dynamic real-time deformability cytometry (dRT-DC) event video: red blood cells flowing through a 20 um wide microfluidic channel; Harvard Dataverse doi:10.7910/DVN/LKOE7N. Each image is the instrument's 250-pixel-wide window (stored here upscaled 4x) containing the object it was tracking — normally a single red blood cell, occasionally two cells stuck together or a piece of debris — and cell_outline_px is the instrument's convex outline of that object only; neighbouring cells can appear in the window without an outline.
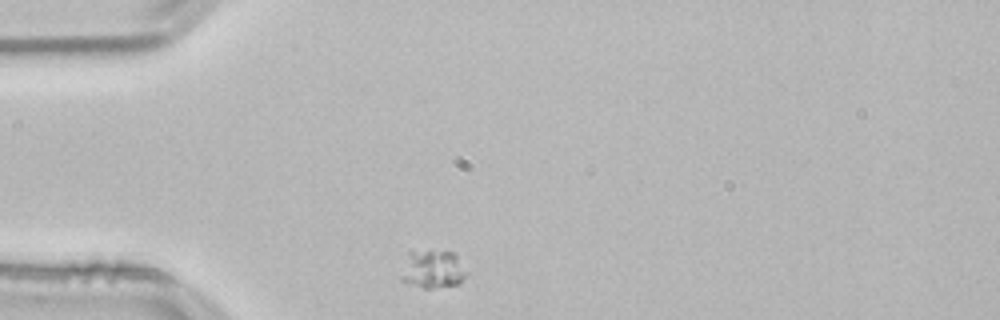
{"species": "common noctule bat (a hibernating species)", "species_latin": "Nyctalus noctula", "temperature_condition": "room temperature", "stored_images_in_passage": 33, "camera_frame_rate_fps": 3000, "um_per_image_px": 0.085, "animal": {"sex": "male", "body_mass_g": 21.5, "forearm_length_mm": 52.0}, "frame": {"image": 1, "passage_image": 1, "time_ms": 0.0, "image_size_px": [1000, 320], "cell_outline_px": [[464, 276], [460, 284], [432, 288], [424, 288], [400, 280], [400, 276], [408, 252], [452, 252], [456, 256], [464, 272]], "centroid_in_image_um": [36.73, 22.92], "position_along_channel_um": 48.3, "area_um2": 13.87}}
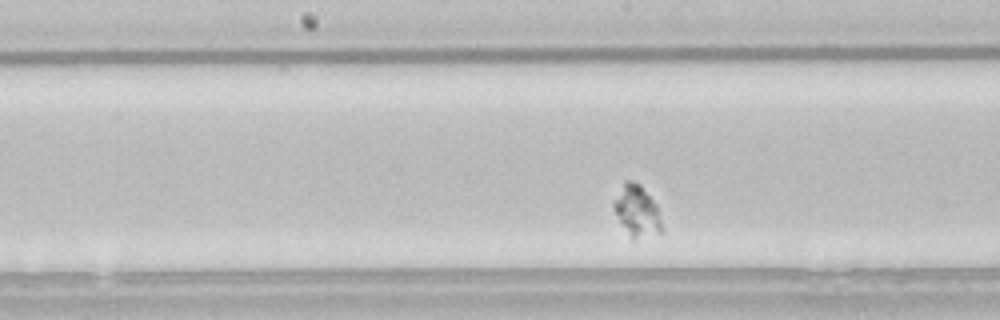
{"frame": {"image": 2, "passage_image": 15, "time_ms": 4.667, "image_size_px": [1000, 320], "cell_outline_px": [[664, 232], [636, 240], [632, 240], [620, 220], [612, 204], [624, 180], [632, 180], [640, 184], [656, 204]], "centroid_in_image_um": [54.17, 17.95], "position_along_channel_um": 194.0, "area_um2": 14.28}}
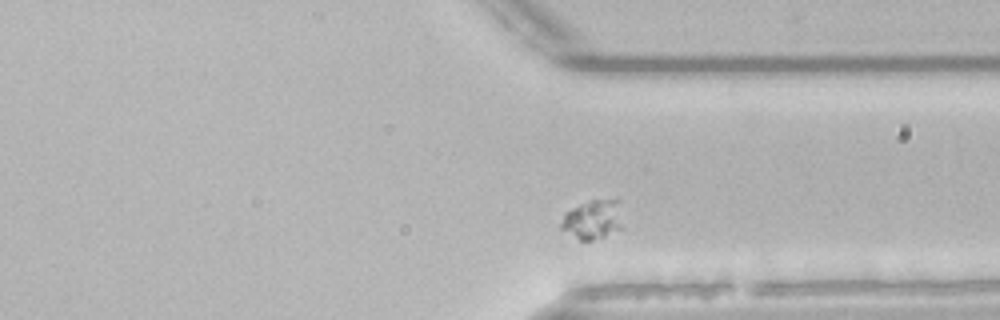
{"frame": {"image": 3, "passage_image": 29, "time_ms": 9.333, "image_size_px": [1000, 320], "cell_outline_px": [[624, 228], [604, 236], [592, 240], [580, 240], [560, 228], [560, 224], [564, 212], [580, 204], [592, 200], [616, 196], [620, 200]], "centroid_in_image_um": [50.46, 18.61], "position_along_channel_um": 360.9, "area_um2": 14.68}}